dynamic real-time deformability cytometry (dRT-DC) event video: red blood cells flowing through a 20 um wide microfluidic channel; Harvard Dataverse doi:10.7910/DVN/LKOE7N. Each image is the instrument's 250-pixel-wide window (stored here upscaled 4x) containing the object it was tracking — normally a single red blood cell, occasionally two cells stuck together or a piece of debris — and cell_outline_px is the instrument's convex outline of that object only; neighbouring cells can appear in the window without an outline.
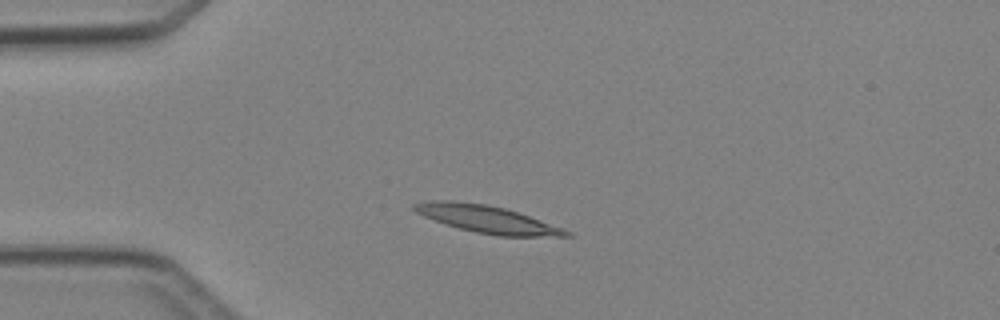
{"species": "Egyptian fruit bat (a non-hibernating species)", "species_latin": "Rousettus aegyptiacus", "temperature_condition": "cold", "stored_images_in_passage": 6, "camera_frame_rate_fps": 3000, "um_per_image_px": 0.085, "animal": {"sex": "female"}, "frame": {"image": 1, "passage_image": 3, "time_ms": 2.333, "image_size_px": [1000, 320], "cell_outline_px": [[572, 236], [500, 236], [476, 232], [460, 228], [424, 216], [416, 212], [412, 208], [412, 204], [432, 200], [452, 200], [488, 204], [504, 208], [528, 216], [572, 232]], "centroid_in_image_um": [41.37, 18.61], "position_along_channel_um": 43.6, "area_um2": 23.7}}
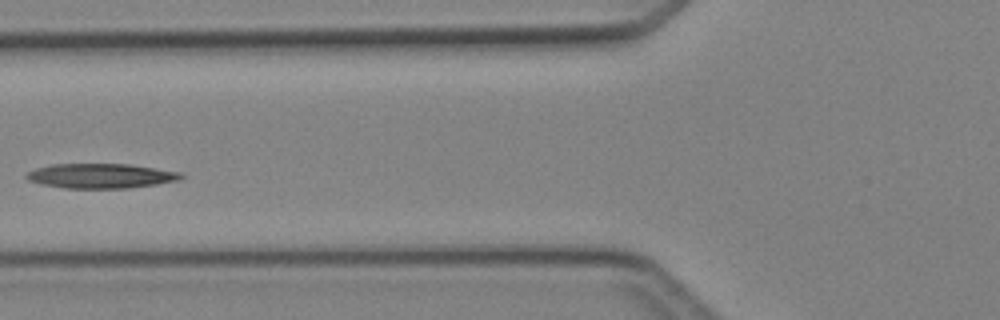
{"frame": {"image": 2, "passage_image": 5, "time_ms": 4.667, "image_size_px": [1000, 320], "cell_outline_px": [[184, 176], [180, 180], [156, 184], [128, 188], [64, 188], [40, 184], [28, 180], [24, 176], [28, 172], [36, 168], [52, 164], [132, 164], [184, 172]], "centroid_in_image_um": [8.61, 14.94], "position_along_channel_um": 117.2, "area_um2": 22.48}}
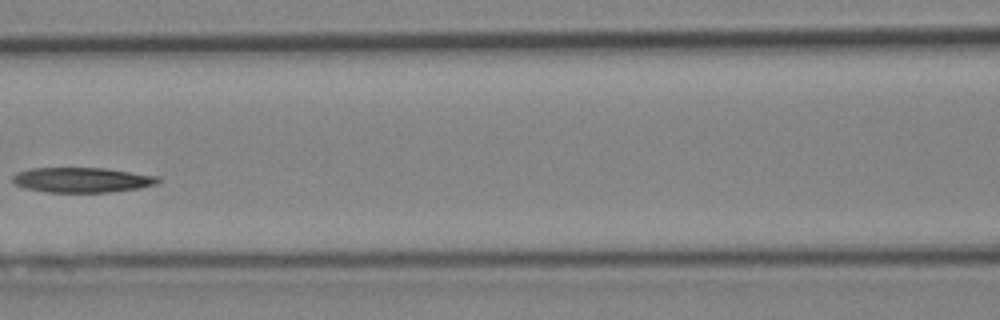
{"frame": {"image": 3, "passage_image": 6, "time_ms": 5.667, "image_size_px": [1000, 320], "cell_outline_px": [[160, 180], [156, 184], [140, 188], [112, 192], [48, 192], [28, 188], [12, 184], [12, 176], [16, 172], [32, 168], [104, 168], [160, 176]], "centroid_in_image_um": [6.98, 15.29], "position_along_channel_um": 159.6, "area_um2": 21.27}}